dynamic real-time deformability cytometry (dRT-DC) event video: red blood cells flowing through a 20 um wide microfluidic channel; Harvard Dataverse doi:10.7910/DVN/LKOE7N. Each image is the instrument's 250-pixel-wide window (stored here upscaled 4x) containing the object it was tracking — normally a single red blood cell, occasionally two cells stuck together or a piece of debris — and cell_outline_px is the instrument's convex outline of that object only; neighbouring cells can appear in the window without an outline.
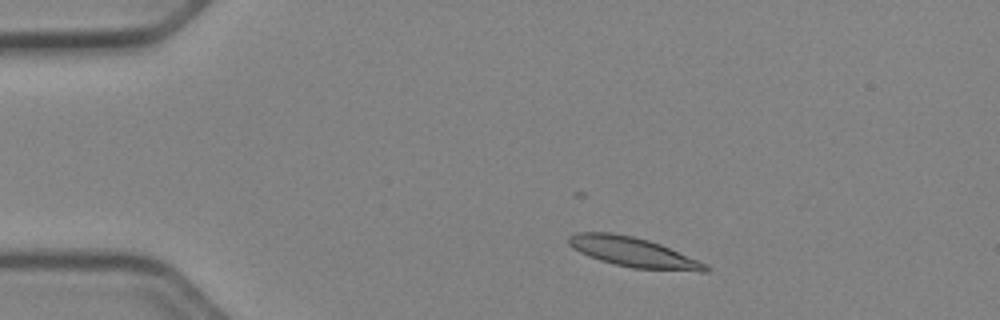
{"species": "Egyptian fruit bat (a non-hibernating species)", "species_latin": "Rousettus aegyptiacus", "temperature_condition": "cold", "stored_images_in_passage": 26, "camera_frame_rate_fps": 3000, "um_per_image_px": 0.085, "animal": {"sex": "female"}, "frame": {"image": 1, "passage_image": 1, "time_ms": 0.0, "image_size_px": [1000, 320], "cell_outline_px": [[712, 268], [708, 272], [700, 272], [632, 268], [600, 260], [588, 256], [572, 248], [568, 244], [568, 236], [576, 232], [612, 232], [632, 236], [648, 240], [660, 244], [708, 264]], "centroid_in_image_um": [53.85, 21.44], "position_along_channel_um": 31.1, "area_um2": 23.87}}
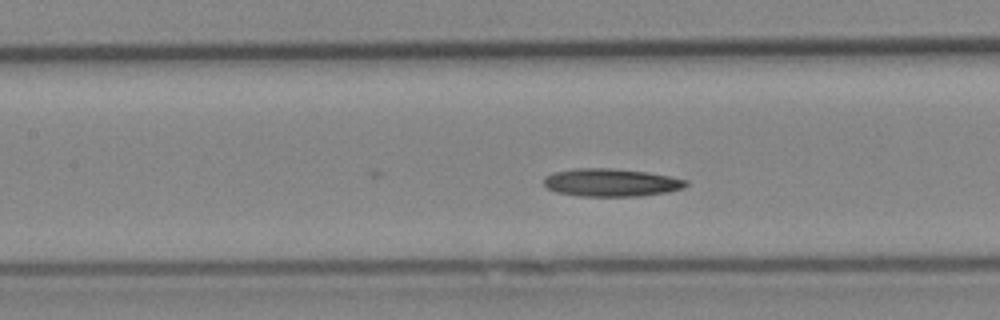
{"frame": {"image": 2, "passage_image": 15, "time_ms": 4.667, "image_size_px": [1000, 320], "cell_outline_px": [[688, 184], [684, 188], [668, 192], [636, 196], [580, 196], [556, 192], [548, 188], [544, 184], [544, 176], [556, 172], [576, 168], [612, 168], [644, 172], [668, 176], [688, 180]], "centroid_in_image_um": [51.94, 15.52], "position_along_channel_um": 155.5, "area_um2": 22.95}}
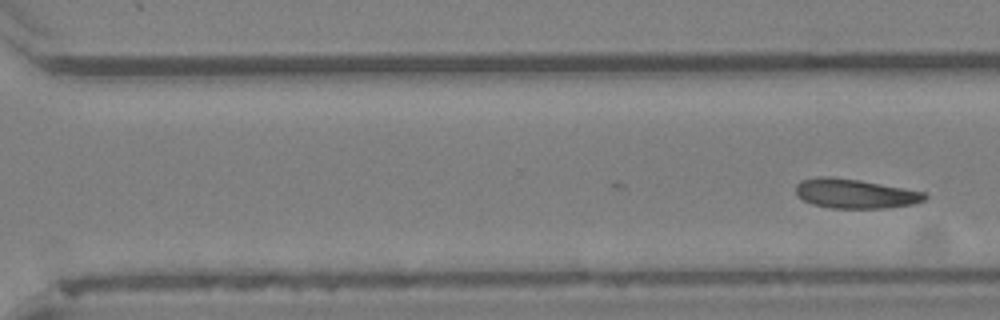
{"frame": {"image": 3, "passage_image": 26, "time_ms": 8.333, "image_size_px": [1000, 320], "cell_outline_px": [[928, 196], [924, 200], [916, 204], [884, 208], [828, 208], [812, 204], [804, 200], [796, 192], [796, 184], [800, 180], [816, 176], [828, 176], [860, 180], [904, 188], [924, 192]], "centroid_in_image_um": [72.67, 16.45], "position_along_channel_um": 297.9, "area_um2": 22.2}}